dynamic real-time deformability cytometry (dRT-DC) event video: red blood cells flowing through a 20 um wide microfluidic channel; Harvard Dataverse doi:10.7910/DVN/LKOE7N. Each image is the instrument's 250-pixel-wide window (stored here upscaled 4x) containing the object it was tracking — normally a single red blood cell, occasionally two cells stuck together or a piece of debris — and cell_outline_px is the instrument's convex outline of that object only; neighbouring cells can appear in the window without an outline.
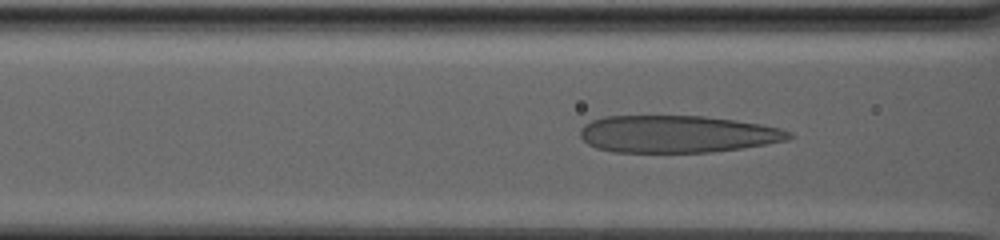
{"species": "human", "species_latin": "Homo sapiens", "temperature_condition": "warm", "stored_images_in_passage": 86, "camera_frame_rate_fps": 3000, "um_per_image_px": 0.085, "donor": {"sex": "male"}, "frame": {"image": 1, "passage_image": 38, "time_ms": 12.333, "image_size_px": [1000, 240], "cell_outline_px": [[792, 136], [788, 140], [740, 148], [712, 152], [616, 152], [596, 148], [588, 144], [580, 136], [580, 128], [584, 124], [592, 120], [604, 116], [704, 116], [736, 120], [760, 124], [780, 128], [792, 132]], "centroid_in_image_um": [57.54, 11.39], "position_along_channel_um": 109.1, "area_um2": 45.26}}
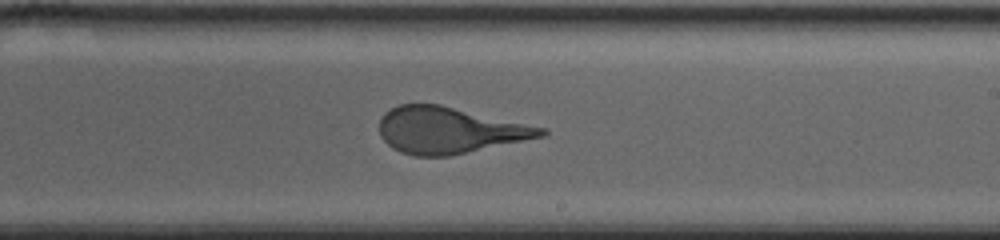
{"frame": {"image": 2, "passage_image": 55, "time_ms": 18.0, "image_size_px": [1000, 240], "cell_outline_px": [[548, 136], [448, 156], [412, 156], [400, 152], [392, 148], [380, 136], [380, 116], [384, 112], [400, 104], [440, 104], [548, 128]], "centroid_in_image_um": [38.23, 11.07], "position_along_channel_um": 250.8, "area_um2": 44.04}}
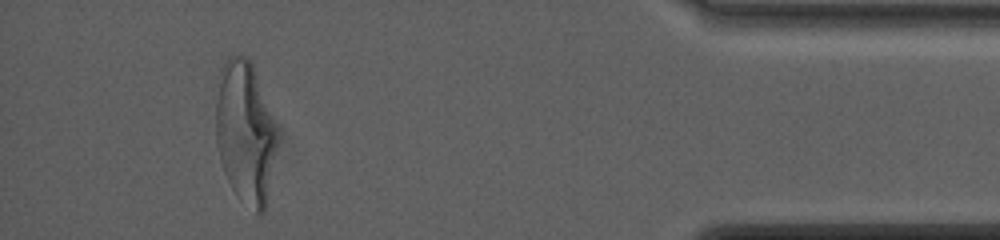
{"frame": {"image": 3, "passage_image": 80, "time_ms": 26.333, "image_size_px": [1000, 240], "cell_outline_px": [[276, 144], [264, 212], [260, 216], [236, 196], [224, 172], [220, 160], [216, 144], [216, 100], [220, 68], [228, 56], [248, 56], [252, 64], [276, 132]], "centroid_in_image_um": [20.78, 11.26], "position_along_channel_um": 414.4, "area_um2": 49.65}, "authors_computed_cell_mechanics": {"area_um2": 49.7947, "velocity_mm_per_s": 2.5027, "shape_relaxation_time_tau1_ms": 8.4244, "shape_relaxation_time_tau2_ms": null, "deformation_change_tau1": 0.2691, "deformation_change_tau2": null}}